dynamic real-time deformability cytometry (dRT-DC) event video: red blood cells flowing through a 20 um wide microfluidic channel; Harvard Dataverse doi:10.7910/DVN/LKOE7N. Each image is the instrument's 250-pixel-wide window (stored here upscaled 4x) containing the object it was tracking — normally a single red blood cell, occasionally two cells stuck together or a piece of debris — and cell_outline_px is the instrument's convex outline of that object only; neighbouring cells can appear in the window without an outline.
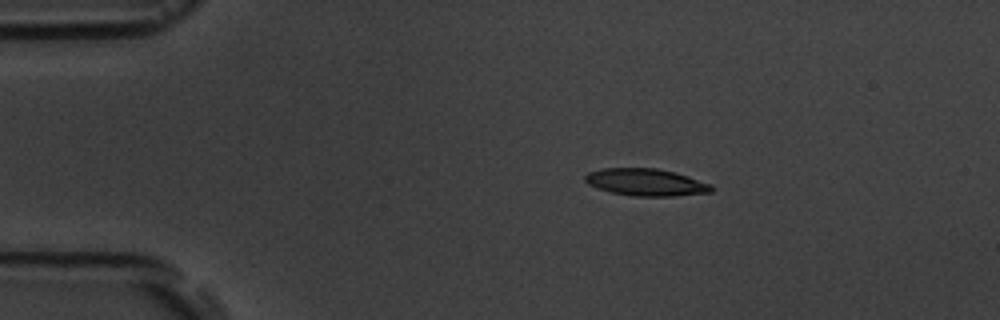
{"species": "common noctule bat (a hibernating species)", "species_latin": "Nyctalus noctula", "temperature_condition": "room temperature", "stored_images_in_passage": 10, "camera_frame_rate_fps": 3000, "um_per_image_px": 0.085, "animal": {"sex": "male", "body_mass_g": 19.5, "forearm_length_mm": 54.6}, "frame": {"image": 1, "passage_image": 4, "time_ms": 3.333, "image_size_px": [1000, 320], "cell_outline_px": [[712, 192], [672, 196], [636, 196], [612, 192], [596, 188], [588, 184], [584, 180], [584, 176], [588, 172], [600, 168], [656, 168], [688, 176], [712, 184]], "centroid_in_image_um": [54.87, 15.48], "position_along_channel_um": 30.1, "area_um2": 19.94}}
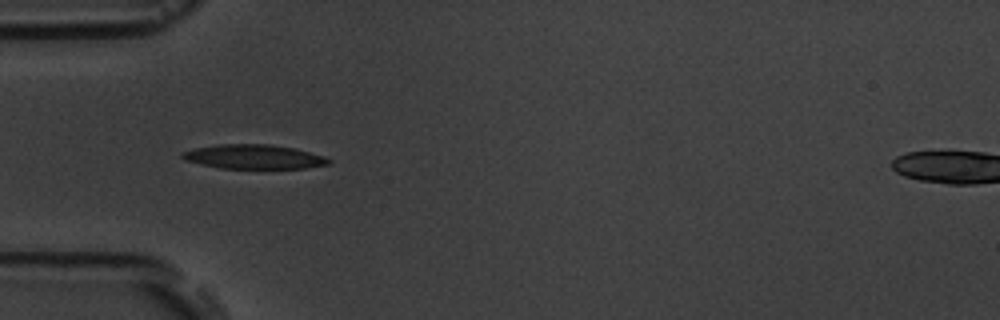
{"frame": {"image": 2, "passage_image": 6, "time_ms": 5.667, "image_size_px": [1000, 320], "cell_outline_px": [[332, 160], [328, 164], [304, 168], [220, 168], [184, 160], [180, 156], [180, 152], [196, 148], [216, 144], [272, 144], [296, 148], [324, 156]], "centroid_in_image_um": [21.56, 13.31], "position_along_channel_um": 63.4, "area_um2": 20.75}}
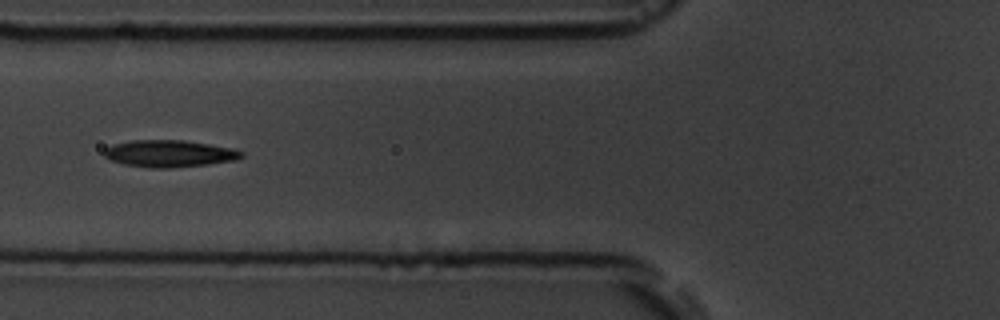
{"frame": {"image": 3, "passage_image": 7, "time_ms": 7.0, "image_size_px": [1000, 320], "cell_outline_px": [[244, 156], [236, 160], [208, 164], [168, 168], [152, 168], [124, 164], [112, 160], [104, 156], [104, 148], [112, 144], [132, 140], [184, 140], [232, 148], [244, 152]], "centroid_in_image_um": [14.39, 13.05], "position_along_channel_um": 111.4, "area_um2": 21.56}}